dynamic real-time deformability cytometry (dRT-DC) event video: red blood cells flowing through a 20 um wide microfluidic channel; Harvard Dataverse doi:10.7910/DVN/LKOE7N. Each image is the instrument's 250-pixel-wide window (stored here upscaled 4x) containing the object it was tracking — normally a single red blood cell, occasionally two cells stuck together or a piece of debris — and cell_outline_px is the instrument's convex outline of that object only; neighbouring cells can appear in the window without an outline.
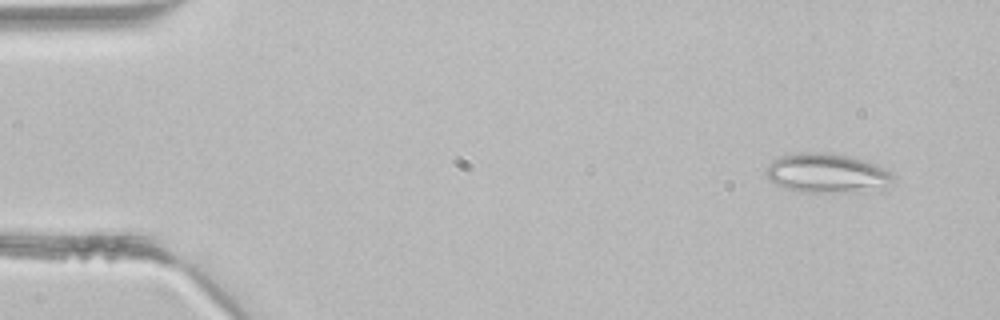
{"species": "common noctule bat (a hibernating species)", "species_latin": "Nyctalus noctula", "temperature_condition": "room temperature", "stored_images_in_passage": 3, "camera_frame_rate_fps": 3000, "um_per_image_px": 0.085, "animal": {"sex": "male", "body_mass_g": 21.5, "forearm_length_mm": 52.0}, "frame": {"image": 1, "passage_image": 1, "time_ms": 0.0, "image_size_px": [1000, 320], "cell_outline_px": [[892, 180], [888, 184], [856, 192], [808, 192], [784, 188], [776, 184], [768, 176], [768, 164], [772, 160], [780, 156], [800, 152], [820, 152], [852, 156], [876, 164], [892, 172]], "centroid_in_image_um": [70.26, 14.7], "position_along_channel_um": 14.7, "area_um2": 28.61}}